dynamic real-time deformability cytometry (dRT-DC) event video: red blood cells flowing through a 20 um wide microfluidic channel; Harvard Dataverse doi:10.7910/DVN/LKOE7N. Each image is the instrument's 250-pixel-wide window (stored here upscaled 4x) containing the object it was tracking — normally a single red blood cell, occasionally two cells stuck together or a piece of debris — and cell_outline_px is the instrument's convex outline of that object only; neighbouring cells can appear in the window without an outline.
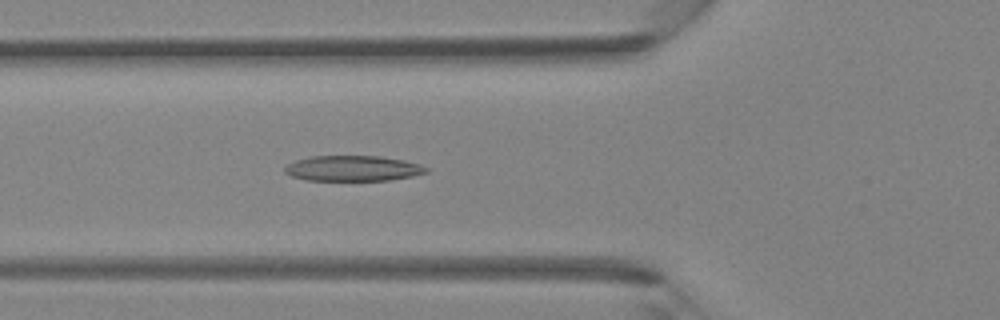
{"species": "Egyptian fruit bat (a non-hibernating species)", "species_latin": "Rousettus aegyptiacus", "temperature_condition": "room temperature", "stored_images_in_passage": 36, "camera_frame_rate_fps": 3000, "um_per_image_px": 0.085, "animal": {"sex": "female"}, "frame": {"image": 1, "passage_image": 10, "time_ms": 3.0, "image_size_px": [1000, 320], "cell_outline_px": [[428, 172], [412, 176], [388, 180], [304, 180], [292, 176], [284, 172], [284, 168], [288, 164], [296, 160], [308, 156], [380, 156], [404, 160], [420, 164], [428, 168]], "centroid_in_image_um": [29.98, 14.3], "position_along_channel_um": 95.8, "area_um2": 20.98}}
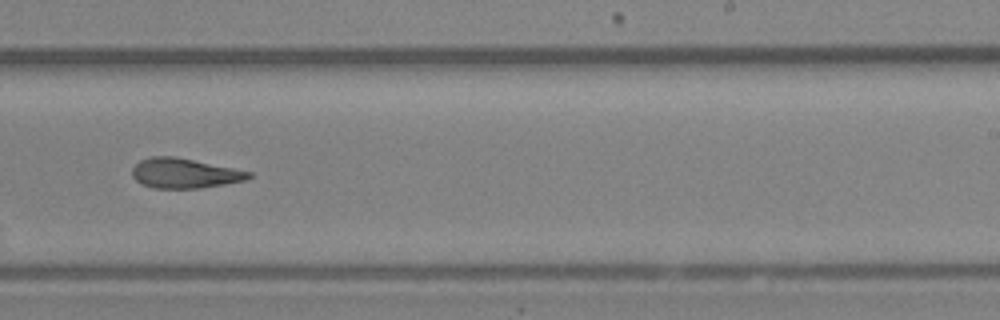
{"frame": {"image": 2, "passage_image": 21, "time_ms": 6.667, "image_size_px": [1000, 320], "cell_outline_px": [[252, 176], [244, 180], [224, 184], [200, 188], [152, 188], [136, 180], [132, 176], [132, 168], [140, 160], [152, 156], [176, 156], [252, 172]], "centroid_in_image_um": [15.66, 14.72], "position_along_channel_um": 273.3, "area_um2": 20.17}}
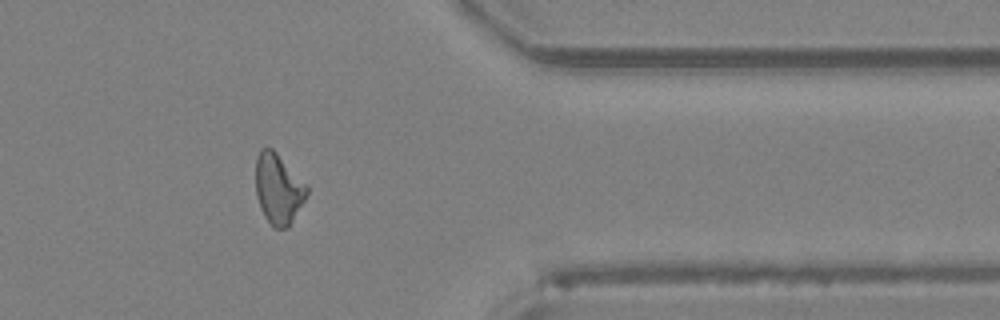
{"frame": {"image": 3, "passage_image": 29, "time_ms": 9.333, "image_size_px": [1000, 320], "cell_outline_px": [[308, 192], [304, 200], [288, 228], [276, 228], [264, 216], [260, 208], [256, 196], [256, 156], [260, 148], [272, 148], [308, 184]], "centroid_in_image_um": [23.66, 16.02], "position_along_channel_um": 387.7, "area_um2": 20.98}}